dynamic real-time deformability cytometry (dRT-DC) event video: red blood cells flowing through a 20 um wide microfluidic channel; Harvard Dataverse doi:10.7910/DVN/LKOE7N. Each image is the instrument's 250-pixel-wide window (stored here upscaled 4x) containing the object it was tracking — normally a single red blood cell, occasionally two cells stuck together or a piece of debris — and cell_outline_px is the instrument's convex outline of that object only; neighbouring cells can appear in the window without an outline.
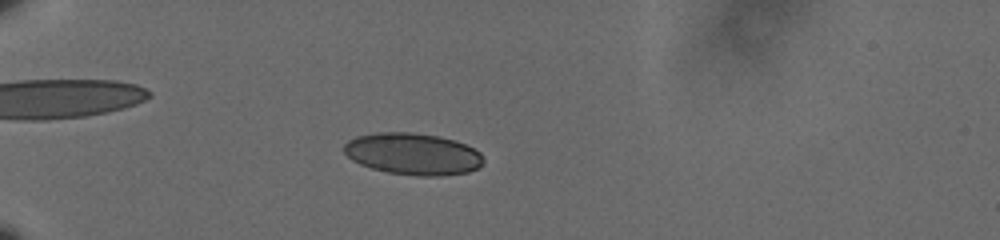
{"species": "human", "species_latin": "Homo sapiens", "temperature_condition": "cold", "stored_images_in_passage": 51, "camera_frame_rate_fps": 3000, "um_per_image_px": 0.085, "donor": {"sex": "male"}, "frame": {"image": 1, "passage_image": 10, "time_ms": 3.0, "image_size_px": [1000, 240], "cell_outline_px": [[484, 164], [468, 172], [440, 176], [416, 176], [388, 172], [372, 168], [360, 164], [352, 160], [344, 152], [344, 144], [348, 140], [356, 136], [376, 132], [412, 132], [440, 136], [456, 140], [480, 152], [484, 160]], "centroid_in_image_um": [35.1, 13.08], "position_along_channel_um": 49.9, "area_um2": 34.1}}
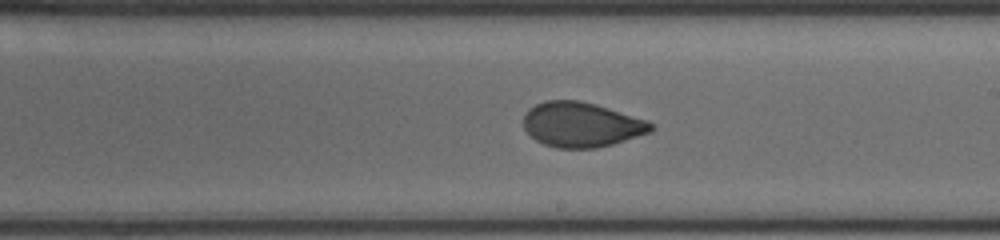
{"frame": {"image": 2, "passage_image": 29, "time_ms": 9.333, "image_size_px": [1000, 240], "cell_outline_px": [[656, 128], [652, 132], [612, 144], [596, 148], [556, 148], [544, 144], [536, 140], [524, 128], [524, 116], [528, 108], [544, 100], [580, 100], [596, 104], [648, 120]], "centroid_in_image_um": [49.44, 10.58], "position_along_channel_um": 239.6, "area_um2": 33.47}}
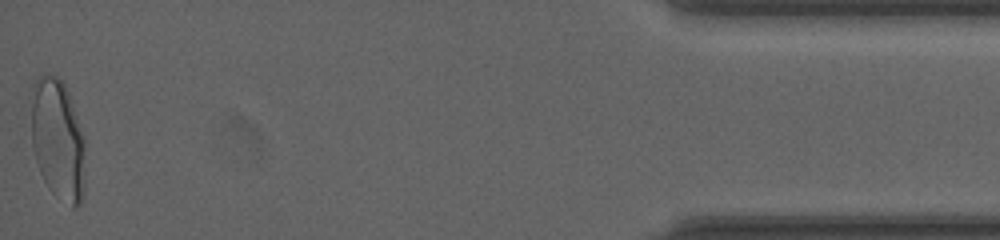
{"frame": {"image": 3, "passage_image": 51, "time_ms": 16.667, "image_size_px": [1000, 240], "cell_outline_px": [[84, 196], [80, 204], [76, 208], [72, 208], [52, 192], [48, 188], [40, 172], [32, 148], [32, 84], [44, 72], [56, 76], [64, 84], [68, 92], [84, 136]], "centroid_in_image_um": [4.92, 11.88], "position_along_channel_um": 430.3, "area_um2": 38.26}, "authors_computed_cell_mechanics": {"area_um2": 33.7552, "velocity_mm_per_s": 3.5954, "shape_relaxation_time_tau1_ms": 5.7758, "shape_relaxation_time_tau2_ms": 0.7448, "deformation_change_tau1": 0.1469, "deformation_change_tau2": 0.0377}}